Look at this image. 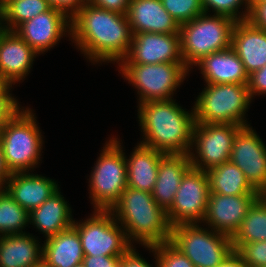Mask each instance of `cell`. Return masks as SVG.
I'll return each mask as SVG.
<instances>
[{"instance_id":"cell-39","label":"cell","mask_w":266,"mask_h":267,"mask_svg":"<svg viewBox=\"0 0 266 267\" xmlns=\"http://www.w3.org/2000/svg\"><path fill=\"white\" fill-rule=\"evenodd\" d=\"M55 10L64 13L71 19L79 9L86 3V0H47Z\"/></svg>"},{"instance_id":"cell-49","label":"cell","mask_w":266,"mask_h":267,"mask_svg":"<svg viewBox=\"0 0 266 267\" xmlns=\"http://www.w3.org/2000/svg\"><path fill=\"white\" fill-rule=\"evenodd\" d=\"M74 267H86L83 263H79L77 265H75Z\"/></svg>"},{"instance_id":"cell-28","label":"cell","mask_w":266,"mask_h":267,"mask_svg":"<svg viewBox=\"0 0 266 267\" xmlns=\"http://www.w3.org/2000/svg\"><path fill=\"white\" fill-rule=\"evenodd\" d=\"M266 241V203L259 197L231 237L233 248L238 244Z\"/></svg>"},{"instance_id":"cell-13","label":"cell","mask_w":266,"mask_h":267,"mask_svg":"<svg viewBox=\"0 0 266 267\" xmlns=\"http://www.w3.org/2000/svg\"><path fill=\"white\" fill-rule=\"evenodd\" d=\"M230 161L259 193L266 188V146L252 126H242L236 133Z\"/></svg>"},{"instance_id":"cell-1","label":"cell","mask_w":266,"mask_h":267,"mask_svg":"<svg viewBox=\"0 0 266 267\" xmlns=\"http://www.w3.org/2000/svg\"><path fill=\"white\" fill-rule=\"evenodd\" d=\"M70 24L71 42L93 64H119L130 50L133 34L127 14L86 2L70 19Z\"/></svg>"},{"instance_id":"cell-8","label":"cell","mask_w":266,"mask_h":267,"mask_svg":"<svg viewBox=\"0 0 266 267\" xmlns=\"http://www.w3.org/2000/svg\"><path fill=\"white\" fill-rule=\"evenodd\" d=\"M118 66L122 77L137 89L138 104L173 99L191 71L184 63L131 64L126 58Z\"/></svg>"},{"instance_id":"cell-15","label":"cell","mask_w":266,"mask_h":267,"mask_svg":"<svg viewBox=\"0 0 266 267\" xmlns=\"http://www.w3.org/2000/svg\"><path fill=\"white\" fill-rule=\"evenodd\" d=\"M258 198L259 194L236 196L210 193L203 224L232 237Z\"/></svg>"},{"instance_id":"cell-23","label":"cell","mask_w":266,"mask_h":267,"mask_svg":"<svg viewBox=\"0 0 266 267\" xmlns=\"http://www.w3.org/2000/svg\"><path fill=\"white\" fill-rule=\"evenodd\" d=\"M191 166L187 154H166L160 160L152 196L165 211L171 207L181 179Z\"/></svg>"},{"instance_id":"cell-31","label":"cell","mask_w":266,"mask_h":267,"mask_svg":"<svg viewBox=\"0 0 266 267\" xmlns=\"http://www.w3.org/2000/svg\"><path fill=\"white\" fill-rule=\"evenodd\" d=\"M250 3L251 0H202V6L206 14H210L212 10L214 15L226 16L236 22L248 19ZM241 6L244 9L242 12L239 10Z\"/></svg>"},{"instance_id":"cell-18","label":"cell","mask_w":266,"mask_h":267,"mask_svg":"<svg viewBox=\"0 0 266 267\" xmlns=\"http://www.w3.org/2000/svg\"><path fill=\"white\" fill-rule=\"evenodd\" d=\"M58 189L59 184L53 179L29 171L12 173L5 187L10 196L29 213Z\"/></svg>"},{"instance_id":"cell-17","label":"cell","mask_w":266,"mask_h":267,"mask_svg":"<svg viewBox=\"0 0 266 267\" xmlns=\"http://www.w3.org/2000/svg\"><path fill=\"white\" fill-rule=\"evenodd\" d=\"M36 56L39 55L14 31L0 28V75L10 85L24 81Z\"/></svg>"},{"instance_id":"cell-47","label":"cell","mask_w":266,"mask_h":267,"mask_svg":"<svg viewBox=\"0 0 266 267\" xmlns=\"http://www.w3.org/2000/svg\"><path fill=\"white\" fill-rule=\"evenodd\" d=\"M11 0H0V10L6 6Z\"/></svg>"},{"instance_id":"cell-26","label":"cell","mask_w":266,"mask_h":267,"mask_svg":"<svg viewBox=\"0 0 266 267\" xmlns=\"http://www.w3.org/2000/svg\"><path fill=\"white\" fill-rule=\"evenodd\" d=\"M42 261L50 267H74L84 253L78 231L72 226L43 241Z\"/></svg>"},{"instance_id":"cell-7","label":"cell","mask_w":266,"mask_h":267,"mask_svg":"<svg viewBox=\"0 0 266 267\" xmlns=\"http://www.w3.org/2000/svg\"><path fill=\"white\" fill-rule=\"evenodd\" d=\"M195 100V122L250 125L245 117L252 102L247 85L205 84Z\"/></svg>"},{"instance_id":"cell-45","label":"cell","mask_w":266,"mask_h":267,"mask_svg":"<svg viewBox=\"0 0 266 267\" xmlns=\"http://www.w3.org/2000/svg\"><path fill=\"white\" fill-rule=\"evenodd\" d=\"M259 197L266 203V188L259 193Z\"/></svg>"},{"instance_id":"cell-43","label":"cell","mask_w":266,"mask_h":267,"mask_svg":"<svg viewBox=\"0 0 266 267\" xmlns=\"http://www.w3.org/2000/svg\"><path fill=\"white\" fill-rule=\"evenodd\" d=\"M217 267H248L241 257L233 251L219 266Z\"/></svg>"},{"instance_id":"cell-9","label":"cell","mask_w":266,"mask_h":267,"mask_svg":"<svg viewBox=\"0 0 266 267\" xmlns=\"http://www.w3.org/2000/svg\"><path fill=\"white\" fill-rule=\"evenodd\" d=\"M200 226H173L170 242L187 256L195 267H217L234 251L231 237Z\"/></svg>"},{"instance_id":"cell-21","label":"cell","mask_w":266,"mask_h":267,"mask_svg":"<svg viewBox=\"0 0 266 267\" xmlns=\"http://www.w3.org/2000/svg\"><path fill=\"white\" fill-rule=\"evenodd\" d=\"M231 47L248 75L266 65V31L253 26L248 20L234 24Z\"/></svg>"},{"instance_id":"cell-16","label":"cell","mask_w":266,"mask_h":267,"mask_svg":"<svg viewBox=\"0 0 266 267\" xmlns=\"http://www.w3.org/2000/svg\"><path fill=\"white\" fill-rule=\"evenodd\" d=\"M125 58L131 64L184 63L180 34H133L131 47Z\"/></svg>"},{"instance_id":"cell-34","label":"cell","mask_w":266,"mask_h":267,"mask_svg":"<svg viewBox=\"0 0 266 267\" xmlns=\"http://www.w3.org/2000/svg\"><path fill=\"white\" fill-rule=\"evenodd\" d=\"M234 251L248 267H266V241L238 244Z\"/></svg>"},{"instance_id":"cell-11","label":"cell","mask_w":266,"mask_h":267,"mask_svg":"<svg viewBox=\"0 0 266 267\" xmlns=\"http://www.w3.org/2000/svg\"><path fill=\"white\" fill-rule=\"evenodd\" d=\"M241 127L237 124L195 122L189 153L192 167L207 172L230 161L233 142Z\"/></svg>"},{"instance_id":"cell-40","label":"cell","mask_w":266,"mask_h":267,"mask_svg":"<svg viewBox=\"0 0 266 267\" xmlns=\"http://www.w3.org/2000/svg\"><path fill=\"white\" fill-rule=\"evenodd\" d=\"M86 2L119 14H127L130 4V0H86Z\"/></svg>"},{"instance_id":"cell-25","label":"cell","mask_w":266,"mask_h":267,"mask_svg":"<svg viewBox=\"0 0 266 267\" xmlns=\"http://www.w3.org/2000/svg\"><path fill=\"white\" fill-rule=\"evenodd\" d=\"M30 233L0 236V267H37L43 244Z\"/></svg>"},{"instance_id":"cell-3","label":"cell","mask_w":266,"mask_h":267,"mask_svg":"<svg viewBox=\"0 0 266 267\" xmlns=\"http://www.w3.org/2000/svg\"><path fill=\"white\" fill-rule=\"evenodd\" d=\"M110 212L125 230L131 244L155 246L170 241L172 227L166 211L150 192L127 187Z\"/></svg>"},{"instance_id":"cell-24","label":"cell","mask_w":266,"mask_h":267,"mask_svg":"<svg viewBox=\"0 0 266 267\" xmlns=\"http://www.w3.org/2000/svg\"><path fill=\"white\" fill-rule=\"evenodd\" d=\"M165 155L138 143L129 158L125 156L127 186L152 193L157 179L159 162Z\"/></svg>"},{"instance_id":"cell-38","label":"cell","mask_w":266,"mask_h":267,"mask_svg":"<svg viewBox=\"0 0 266 267\" xmlns=\"http://www.w3.org/2000/svg\"><path fill=\"white\" fill-rule=\"evenodd\" d=\"M247 20L253 26L266 31V1H251Z\"/></svg>"},{"instance_id":"cell-30","label":"cell","mask_w":266,"mask_h":267,"mask_svg":"<svg viewBox=\"0 0 266 267\" xmlns=\"http://www.w3.org/2000/svg\"><path fill=\"white\" fill-rule=\"evenodd\" d=\"M29 212L21 207L5 190H0V236L27 233Z\"/></svg>"},{"instance_id":"cell-10","label":"cell","mask_w":266,"mask_h":267,"mask_svg":"<svg viewBox=\"0 0 266 267\" xmlns=\"http://www.w3.org/2000/svg\"><path fill=\"white\" fill-rule=\"evenodd\" d=\"M92 213L83 222H73L81 238L84 255L121 257L133 245L125 230L110 211L94 210Z\"/></svg>"},{"instance_id":"cell-5","label":"cell","mask_w":266,"mask_h":267,"mask_svg":"<svg viewBox=\"0 0 266 267\" xmlns=\"http://www.w3.org/2000/svg\"><path fill=\"white\" fill-rule=\"evenodd\" d=\"M235 23L226 16L203 13L181 24L179 34L184 64L191 70L203 57L230 48Z\"/></svg>"},{"instance_id":"cell-37","label":"cell","mask_w":266,"mask_h":267,"mask_svg":"<svg viewBox=\"0 0 266 267\" xmlns=\"http://www.w3.org/2000/svg\"><path fill=\"white\" fill-rule=\"evenodd\" d=\"M21 108L18 99L12 95H0V128Z\"/></svg>"},{"instance_id":"cell-27","label":"cell","mask_w":266,"mask_h":267,"mask_svg":"<svg viewBox=\"0 0 266 267\" xmlns=\"http://www.w3.org/2000/svg\"><path fill=\"white\" fill-rule=\"evenodd\" d=\"M210 193L222 195L259 194L246 180L244 172L231 161L207 171Z\"/></svg>"},{"instance_id":"cell-44","label":"cell","mask_w":266,"mask_h":267,"mask_svg":"<svg viewBox=\"0 0 266 267\" xmlns=\"http://www.w3.org/2000/svg\"><path fill=\"white\" fill-rule=\"evenodd\" d=\"M12 85H10L1 75H0V95H12L10 91Z\"/></svg>"},{"instance_id":"cell-32","label":"cell","mask_w":266,"mask_h":267,"mask_svg":"<svg viewBox=\"0 0 266 267\" xmlns=\"http://www.w3.org/2000/svg\"><path fill=\"white\" fill-rule=\"evenodd\" d=\"M165 10L179 24L193 20L205 13L202 0H161Z\"/></svg>"},{"instance_id":"cell-22","label":"cell","mask_w":266,"mask_h":267,"mask_svg":"<svg viewBox=\"0 0 266 267\" xmlns=\"http://www.w3.org/2000/svg\"><path fill=\"white\" fill-rule=\"evenodd\" d=\"M72 209L58 189L44 203L29 213V224L45 239L73 226Z\"/></svg>"},{"instance_id":"cell-20","label":"cell","mask_w":266,"mask_h":267,"mask_svg":"<svg viewBox=\"0 0 266 267\" xmlns=\"http://www.w3.org/2000/svg\"><path fill=\"white\" fill-rule=\"evenodd\" d=\"M194 66H199L206 84L248 85L249 75L232 47L211 53Z\"/></svg>"},{"instance_id":"cell-6","label":"cell","mask_w":266,"mask_h":267,"mask_svg":"<svg viewBox=\"0 0 266 267\" xmlns=\"http://www.w3.org/2000/svg\"><path fill=\"white\" fill-rule=\"evenodd\" d=\"M119 138L105 143L89 176V198L94 210L110 211L127 186V163Z\"/></svg>"},{"instance_id":"cell-4","label":"cell","mask_w":266,"mask_h":267,"mask_svg":"<svg viewBox=\"0 0 266 267\" xmlns=\"http://www.w3.org/2000/svg\"><path fill=\"white\" fill-rule=\"evenodd\" d=\"M24 108L0 128L4 159L11 173L32 172L41 161L43 135L31 108Z\"/></svg>"},{"instance_id":"cell-48","label":"cell","mask_w":266,"mask_h":267,"mask_svg":"<svg viewBox=\"0 0 266 267\" xmlns=\"http://www.w3.org/2000/svg\"><path fill=\"white\" fill-rule=\"evenodd\" d=\"M37 267H50V266H48L46 263L41 261Z\"/></svg>"},{"instance_id":"cell-33","label":"cell","mask_w":266,"mask_h":267,"mask_svg":"<svg viewBox=\"0 0 266 267\" xmlns=\"http://www.w3.org/2000/svg\"><path fill=\"white\" fill-rule=\"evenodd\" d=\"M158 267H195L170 241L155 245Z\"/></svg>"},{"instance_id":"cell-46","label":"cell","mask_w":266,"mask_h":267,"mask_svg":"<svg viewBox=\"0 0 266 267\" xmlns=\"http://www.w3.org/2000/svg\"><path fill=\"white\" fill-rule=\"evenodd\" d=\"M113 267H126V265L120 259H118Z\"/></svg>"},{"instance_id":"cell-29","label":"cell","mask_w":266,"mask_h":267,"mask_svg":"<svg viewBox=\"0 0 266 267\" xmlns=\"http://www.w3.org/2000/svg\"><path fill=\"white\" fill-rule=\"evenodd\" d=\"M50 9L47 0H11L0 10V28L14 31L20 24Z\"/></svg>"},{"instance_id":"cell-41","label":"cell","mask_w":266,"mask_h":267,"mask_svg":"<svg viewBox=\"0 0 266 267\" xmlns=\"http://www.w3.org/2000/svg\"><path fill=\"white\" fill-rule=\"evenodd\" d=\"M121 257L84 255L83 264L86 267H113Z\"/></svg>"},{"instance_id":"cell-35","label":"cell","mask_w":266,"mask_h":267,"mask_svg":"<svg viewBox=\"0 0 266 267\" xmlns=\"http://www.w3.org/2000/svg\"><path fill=\"white\" fill-rule=\"evenodd\" d=\"M132 245L120 258V260L126 265V267H154L151 266L141 255L136 251V247ZM150 252L154 254L156 259L155 266L158 267L155 246H144Z\"/></svg>"},{"instance_id":"cell-19","label":"cell","mask_w":266,"mask_h":267,"mask_svg":"<svg viewBox=\"0 0 266 267\" xmlns=\"http://www.w3.org/2000/svg\"><path fill=\"white\" fill-rule=\"evenodd\" d=\"M127 17L132 34H179L180 25L165 10L161 0H130Z\"/></svg>"},{"instance_id":"cell-42","label":"cell","mask_w":266,"mask_h":267,"mask_svg":"<svg viewBox=\"0 0 266 267\" xmlns=\"http://www.w3.org/2000/svg\"><path fill=\"white\" fill-rule=\"evenodd\" d=\"M11 174L12 173L5 163L3 145L0 139V190L5 189L7 181L10 178Z\"/></svg>"},{"instance_id":"cell-36","label":"cell","mask_w":266,"mask_h":267,"mask_svg":"<svg viewBox=\"0 0 266 267\" xmlns=\"http://www.w3.org/2000/svg\"><path fill=\"white\" fill-rule=\"evenodd\" d=\"M247 86L251 100L257 95H266V65L249 75Z\"/></svg>"},{"instance_id":"cell-14","label":"cell","mask_w":266,"mask_h":267,"mask_svg":"<svg viewBox=\"0 0 266 267\" xmlns=\"http://www.w3.org/2000/svg\"><path fill=\"white\" fill-rule=\"evenodd\" d=\"M14 32L41 55L57 45L64 35L70 37L71 24L64 13L51 8L20 24Z\"/></svg>"},{"instance_id":"cell-12","label":"cell","mask_w":266,"mask_h":267,"mask_svg":"<svg viewBox=\"0 0 266 267\" xmlns=\"http://www.w3.org/2000/svg\"><path fill=\"white\" fill-rule=\"evenodd\" d=\"M209 196L207 172L191 166L182 177L174 201L166 211L170 226L203 223Z\"/></svg>"},{"instance_id":"cell-2","label":"cell","mask_w":266,"mask_h":267,"mask_svg":"<svg viewBox=\"0 0 266 267\" xmlns=\"http://www.w3.org/2000/svg\"><path fill=\"white\" fill-rule=\"evenodd\" d=\"M176 99L138 104V122L143 133L140 144L164 154H187L192 146L194 108L182 109Z\"/></svg>"}]
</instances>
